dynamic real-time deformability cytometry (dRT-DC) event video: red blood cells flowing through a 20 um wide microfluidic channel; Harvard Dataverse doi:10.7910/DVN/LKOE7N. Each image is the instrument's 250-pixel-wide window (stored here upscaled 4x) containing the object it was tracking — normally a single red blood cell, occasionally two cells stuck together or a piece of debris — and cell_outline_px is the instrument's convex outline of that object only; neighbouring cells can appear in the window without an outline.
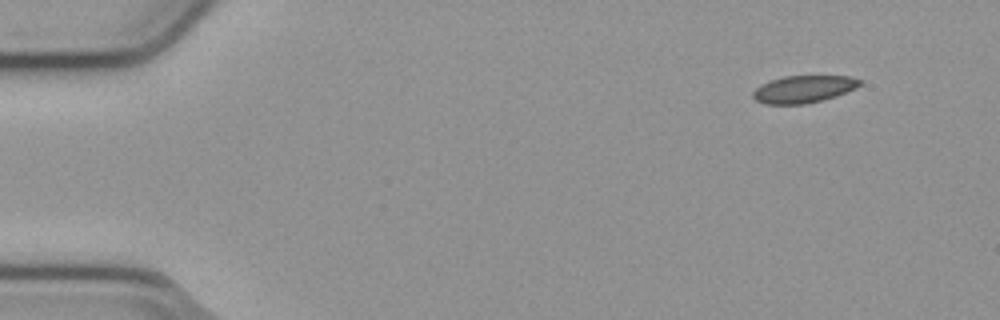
{"species": "common noctule bat (a hibernating species)", "species_latin": "Nyctalus noctula", "temperature_condition": "cold", "stored_images_in_passage": 12, "camera_frame_rate_fps": 3000, "um_per_image_px": 0.085, "animal": {"sex": "male", "body_mass_g": 23.1, "forearm_length_mm": 52.7}, "frame": {"image": 1, "passage_image": 1, "time_ms": 0.0, "image_size_px": [1000, 320], "cell_outline_px": [[860, 84], [856, 88], [836, 96], [804, 104], [764, 104], [756, 100], [752, 96], [752, 92], [760, 84], [784, 76], [852, 76], [860, 80]], "centroid_in_image_um": [68.28, 7.57], "position_along_channel_um": 16.7, "area_um2": 16.88}}